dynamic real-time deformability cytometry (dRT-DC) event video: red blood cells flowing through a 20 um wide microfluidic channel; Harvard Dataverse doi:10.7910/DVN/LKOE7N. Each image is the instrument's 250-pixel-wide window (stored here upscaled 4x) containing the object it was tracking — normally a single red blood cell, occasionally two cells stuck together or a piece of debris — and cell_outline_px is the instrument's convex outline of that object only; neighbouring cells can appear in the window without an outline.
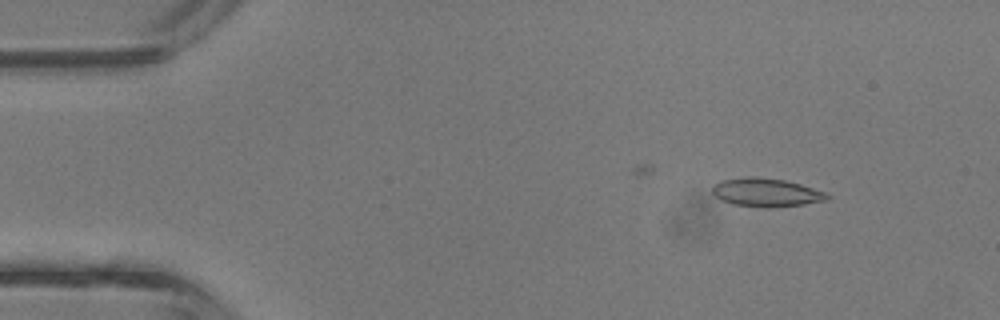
{"species": "common noctule bat (a hibernating species)", "species_latin": "Nyctalus noctula", "temperature_condition": "room temperature", "stored_images_in_passage": 33, "camera_frame_rate_fps": 3000, "um_per_image_px": 0.085, "animal": {"sex": "male", "body_mass_g": 13.3}, "frame": {"image": 1, "passage_image": 4, "time_ms": 1.0, "image_size_px": [1000, 320], "cell_outline_px": [[832, 196], [828, 200], [804, 204], [768, 208], [764, 208], [732, 204], [716, 196], [712, 192], [712, 188], [720, 180], [748, 176], [756, 176], [784, 180], [800, 184], [824, 192]], "centroid_in_image_um": [65.14, 16.36], "position_along_channel_um": 19.9, "area_um2": 19.02}}
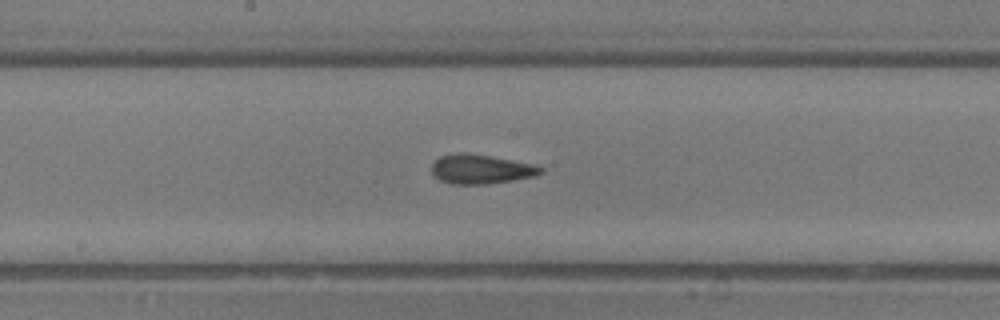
{"frame": {"image": 2, "passage_image": 21, "time_ms": 6.667, "image_size_px": [1000, 320], "cell_outline_px": [[544, 172], [536, 176], [484, 184], [448, 184], [440, 180], [432, 172], [432, 164], [440, 156], [456, 152], [464, 152], [488, 156], [532, 164], [544, 168]], "centroid_in_image_um": [40.85, 14.38], "position_along_channel_um": 207.3, "area_um2": 18.44}}
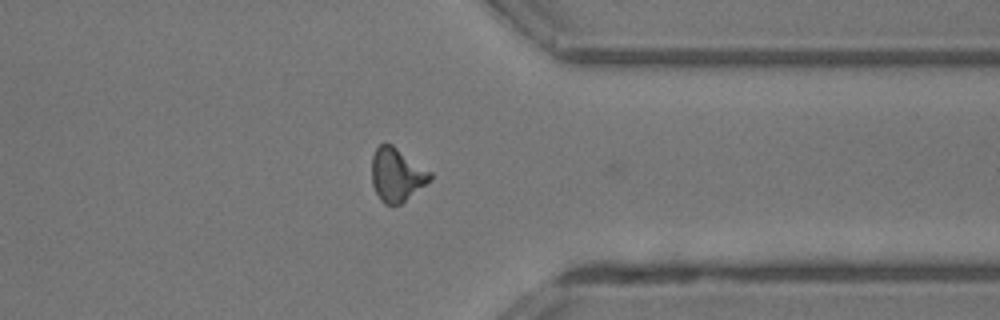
{"frame": {"image": 3, "passage_image": 32, "time_ms": 10.333, "image_size_px": [1000, 320], "cell_outline_px": [[432, 180], [400, 204], [384, 204], [380, 200], [372, 184], [372, 156], [376, 148], [380, 144], [392, 144], [432, 172]], "centroid_in_image_um": [33.73, 14.85], "position_along_channel_um": 377.7, "area_um2": 18.15}, "authors_computed_cell_mechanics": {"area_um2": 18.3226, "velocity_mm_per_s": 4.8351, "shape_relaxation_time_tau1_ms": 4.2799, "shape_relaxation_time_tau2_ms": 1.5631, "deformation_change_tau1": 0.1499, "deformation_change_tau2": 0.1107}}